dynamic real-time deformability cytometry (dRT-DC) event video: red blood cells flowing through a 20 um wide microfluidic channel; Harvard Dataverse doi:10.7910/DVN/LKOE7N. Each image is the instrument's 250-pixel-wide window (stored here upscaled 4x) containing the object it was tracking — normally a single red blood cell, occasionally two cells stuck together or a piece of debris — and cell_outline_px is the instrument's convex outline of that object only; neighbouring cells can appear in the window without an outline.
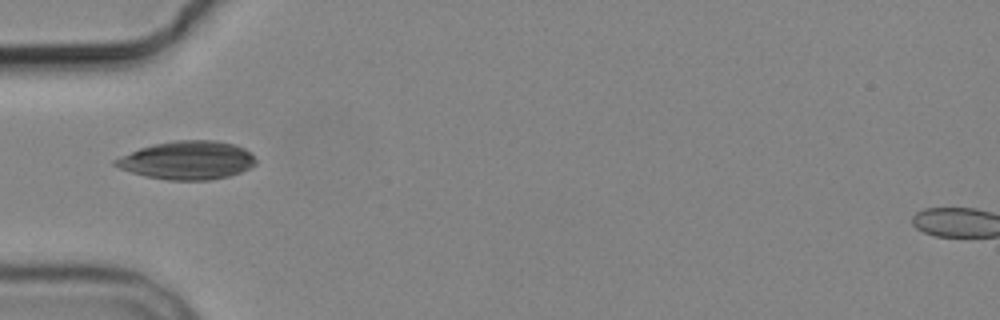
{"species": "common noctule bat (a hibernating species)", "species_latin": "Nyctalus noctula", "temperature_condition": "cold", "stored_images_in_passage": 8, "camera_frame_rate_fps": 3000, "um_per_image_px": 0.085, "animal": {"sex": "male", "body_mass_g": 19.2, "forearm_length_mm": 51.8}, "frame": {"image": 1, "passage_image": 5, "time_ms": 4.667, "image_size_px": [1000, 320], "cell_outline_px": [[256, 164], [240, 172], [228, 176], [208, 180], [168, 180], [144, 176], [120, 168], [112, 164], [112, 160], [120, 156], [140, 148], [152, 144], [176, 140], [216, 140], [236, 144], [252, 152], [256, 160]], "centroid_in_image_um": [15.93, 13.61], "position_along_channel_um": 69.1, "area_um2": 31.56}}
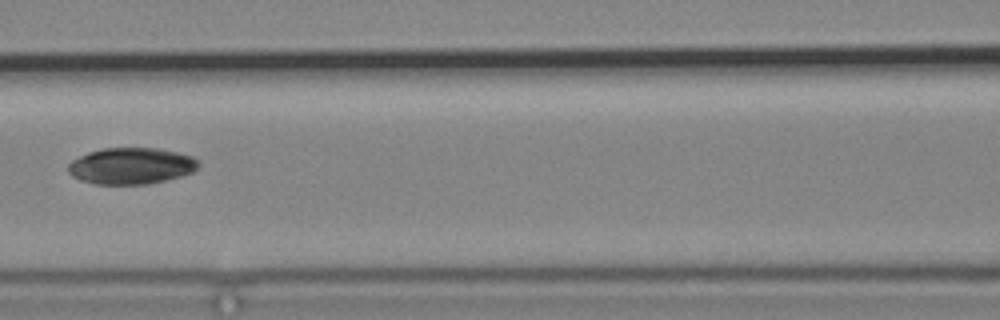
{"frame": {"image": 2, "passage_image": 7, "time_ms": 7.0, "image_size_px": [1000, 320], "cell_outline_px": [[200, 164], [192, 172], [180, 176], [148, 184], [96, 184], [80, 180], [72, 176], [68, 172], [68, 164], [72, 160], [88, 152], [104, 148], [156, 148], [176, 152], [192, 156], [200, 160]], "centroid_in_image_um": [11.14, 14.1], "position_along_channel_um": 155.5, "area_um2": 27.63}}
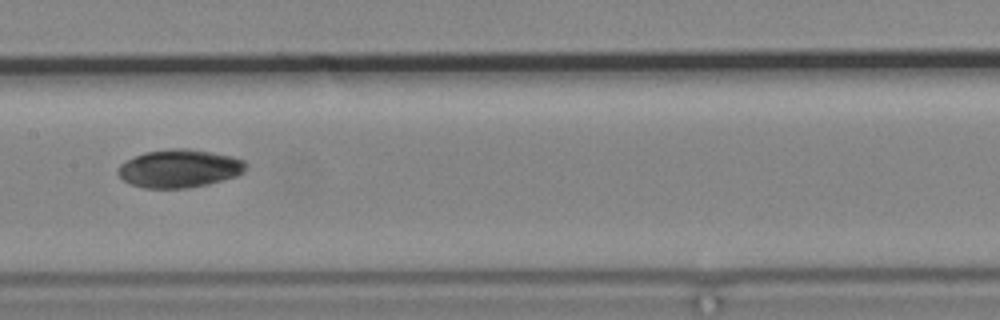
{"frame": {"image": 3, "passage_image": 8, "time_ms": 8.0, "image_size_px": [1000, 320], "cell_outline_px": [[248, 164], [244, 172], [236, 176], [208, 184], [188, 188], [144, 188], [132, 184], [124, 180], [116, 172], [120, 164], [124, 160], [144, 152], [168, 148], [188, 148], [212, 152], [232, 156], [244, 160]], "centroid_in_image_um": [15.24, 14.31], "position_along_channel_um": 192.2, "area_um2": 28.67}}